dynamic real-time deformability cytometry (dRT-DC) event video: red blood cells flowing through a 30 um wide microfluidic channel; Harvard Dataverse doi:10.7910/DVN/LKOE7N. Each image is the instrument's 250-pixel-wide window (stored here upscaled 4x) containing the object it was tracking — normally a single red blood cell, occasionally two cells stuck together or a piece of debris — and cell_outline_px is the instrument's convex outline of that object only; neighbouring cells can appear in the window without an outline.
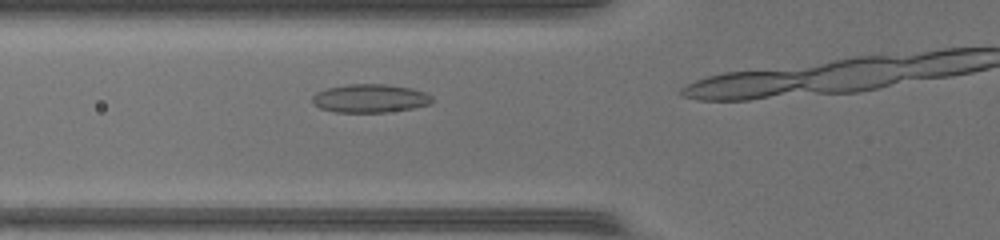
{"species": "common noctule bat (a hibernating species)", "species_latin": "Nyctalus noctula", "temperature_condition": "warm", "stored_images_in_passage": 9, "camera_frame_rate_fps": 3000, "um_per_image_px": 0.085, "animal": {"sex": "female", "body_mass_g": 17.0, "forearm_length_mm": 48.0}, "frame": {"image": 1, "passage_image": 6, "time_ms": 1.667, "image_size_px": [1000, 240], "cell_outline_px": [[432, 104], [412, 108], [388, 112], [336, 112], [320, 108], [312, 104], [312, 96], [316, 92], [328, 88], [348, 84], [384, 84], [412, 88], [424, 92], [432, 96]], "centroid_in_image_um": [31.45, 8.36], "position_along_channel_um": 94.4, "area_um2": 19.88}}